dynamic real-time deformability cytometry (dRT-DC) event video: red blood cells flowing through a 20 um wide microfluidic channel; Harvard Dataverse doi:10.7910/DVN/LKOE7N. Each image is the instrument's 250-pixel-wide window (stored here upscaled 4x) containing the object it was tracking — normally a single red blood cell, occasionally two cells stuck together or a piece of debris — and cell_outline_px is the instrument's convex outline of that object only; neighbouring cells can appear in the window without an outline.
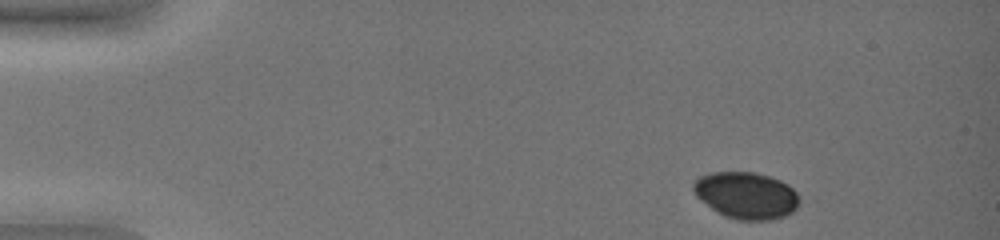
{"species": "common noctule bat (a hibernating species)", "species_latin": "Nyctalus noctula", "temperature_condition": "warm", "stored_images_in_passage": 6, "camera_frame_rate_fps": 3000, "um_per_image_px": 0.085, "animal": {"sex": "female", "body_mass_g": 19.0, "forearm_length_mm": 51.5}, "frame": {"image": 1, "passage_image": 1, "time_ms": 0.0, "image_size_px": [1000, 240], "cell_outline_px": [[800, 200], [796, 208], [792, 212], [784, 216], [772, 220], [736, 220], [724, 216], [716, 212], [700, 200], [696, 196], [692, 188], [692, 184], [700, 176], [712, 172], [752, 172], [768, 176], [780, 180], [788, 184], [796, 192]], "centroid_in_image_um": [63.41, 16.62], "position_along_channel_um": 21.6, "area_um2": 29.02}}